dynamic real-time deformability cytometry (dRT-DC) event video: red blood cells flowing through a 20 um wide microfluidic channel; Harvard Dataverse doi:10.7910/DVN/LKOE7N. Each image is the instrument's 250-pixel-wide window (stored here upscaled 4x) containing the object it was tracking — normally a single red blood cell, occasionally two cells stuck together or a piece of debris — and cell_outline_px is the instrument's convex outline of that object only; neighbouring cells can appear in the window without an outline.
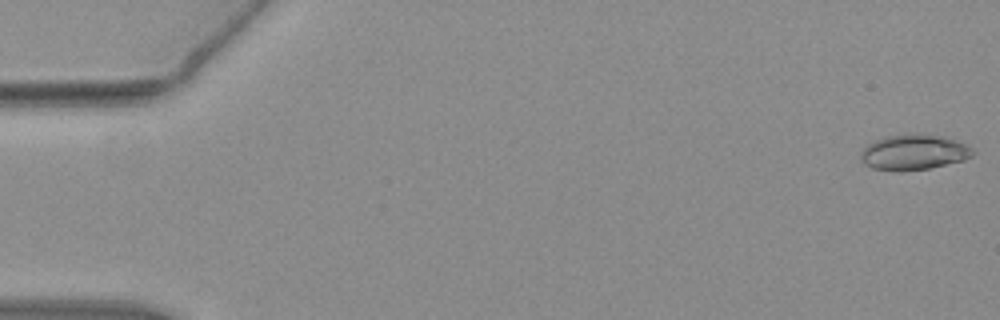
{"species": "common noctule bat (a hibernating species)", "species_latin": "Nyctalus noctula", "temperature_condition": "warm", "stored_images_in_passage": 11, "camera_frame_rate_fps": 3000, "um_per_image_px": 0.085, "animal": {"sex": "female", "body_mass_g": 19.3, "forearm_length_mm": 54.1}, "frame": {"image": 1, "passage_image": 1, "time_ms": 0.0, "image_size_px": [1000, 320], "cell_outline_px": [[976, 152], [972, 156], [964, 160], [928, 168], [900, 172], [892, 172], [872, 168], [864, 164], [860, 160], [860, 152], [872, 140], [884, 136], [916, 132], [944, 136], [968, 144]], "centroid_in_image_um": [77.65, 12.92], "position_along_channel_um": 7.3, "area_um2": 23.87}}